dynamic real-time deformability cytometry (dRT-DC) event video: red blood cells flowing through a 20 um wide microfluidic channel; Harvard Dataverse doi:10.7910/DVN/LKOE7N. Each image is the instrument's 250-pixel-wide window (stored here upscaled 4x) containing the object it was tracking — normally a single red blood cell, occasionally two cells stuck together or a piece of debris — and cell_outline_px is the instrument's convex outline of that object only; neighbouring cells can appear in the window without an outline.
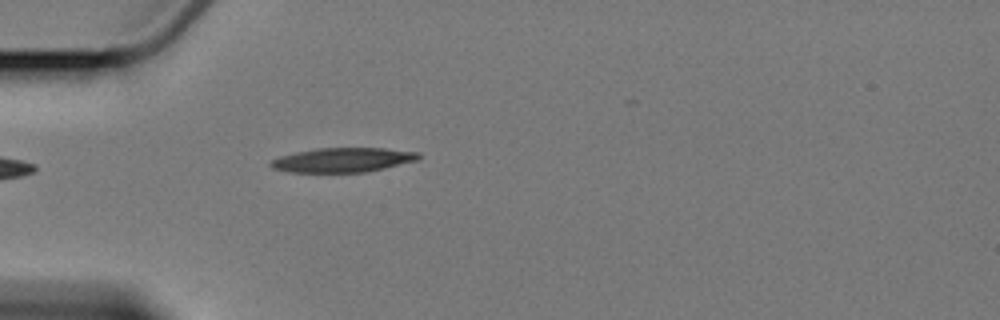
{"species": "Egyptian fruit bat (a non-hibernating species)", "species_latin": "Rousettus aegyptiacus", "temperature_condition": "cold", "stored_images_in_passage": 5, "camera_frame_rate_fps": 3000, "um_per_image_px": 0.085, "animal": {"sex": "female"}, "frame": {"image": 1, "passage_image": 5, "time_ms": 4.667, "image_size_px": [1000, 320], "cell_outline_px": [[420, 156], [416, 160], [368, 172], [288, 172], [272, 168], [268, 164], [272, 160], [280, 156], [296, 152], [316, 148], [384, 148], [420, 152]], "centroid_in_image_um": [29.12, 13.59], "position_along_channel_um": 55.9, "area_um2": 20.98}}